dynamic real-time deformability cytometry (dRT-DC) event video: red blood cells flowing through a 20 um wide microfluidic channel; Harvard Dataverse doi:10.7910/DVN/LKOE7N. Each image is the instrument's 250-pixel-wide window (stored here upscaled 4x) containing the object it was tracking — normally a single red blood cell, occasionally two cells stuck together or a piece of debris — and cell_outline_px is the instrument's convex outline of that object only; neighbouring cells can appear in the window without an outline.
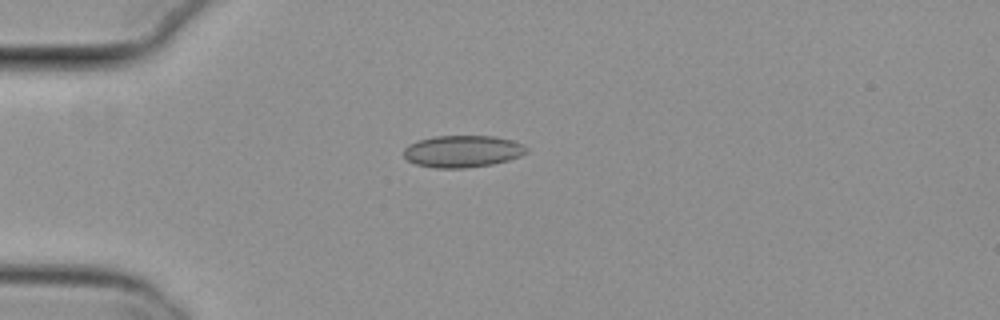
{"species": "common noctule bat (a hibernating species)", "species_latin": "Nyctalus noctula", "temperature_condition": "cold", "stored_images_in_passage": 3, "camera_frame_rate_fps": 3000, "um_per_image_px": 0.085, "animal": {"sex": "female", "body_mass_g": 29.2, "forearm_length_mm": 56.3}, "frame": {"image": 1, "passage_image": 1, "time_ms": 0.0, "image_size_px": [1000, 320], "cell_outline_px": [[528, 152], [520, 156], [508, 160], [492, 164], [464, 168], [436, 168], [416, 164], [408, 160], [404, 156], [404, 148], [408, 144], [420, 140], [436, 136], [496, 136], [512, 140], [524, 144], [528, 148]], "centroid_in_image_um": [39.35, 12.86], "position_along_channel_um": 45.7, "area_um2": 22.89}}
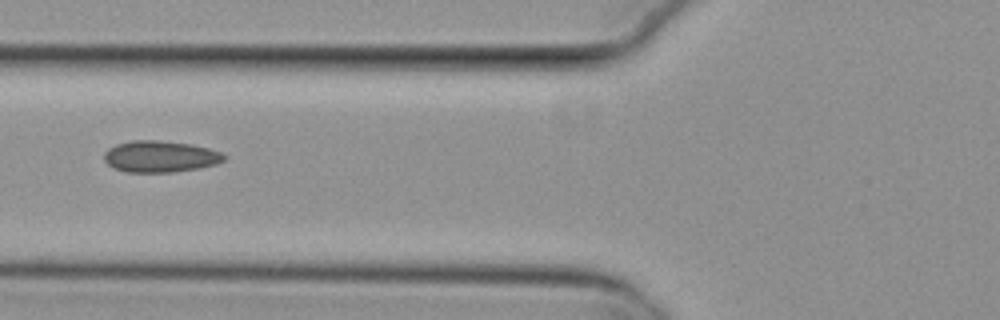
{"frame": {"image": 2, "passage_image": 3, "time_ms": 0.667, "image_size_px": [1000, 320], "cell_outline_px": [[228, 156], [224, 160], [216, 164], [200, 168], [172, 172], [128, 172], [112, 168], [104, 160], [104, 152], [108, 148], [116, 144], [132, 140], [160, 140], [192, 144], [208, 148], [220, 152]], "centroid_in_image_um": [13.61, 13.3], "position_along_channel_um": 112.2, "area_um2": 22.2}}